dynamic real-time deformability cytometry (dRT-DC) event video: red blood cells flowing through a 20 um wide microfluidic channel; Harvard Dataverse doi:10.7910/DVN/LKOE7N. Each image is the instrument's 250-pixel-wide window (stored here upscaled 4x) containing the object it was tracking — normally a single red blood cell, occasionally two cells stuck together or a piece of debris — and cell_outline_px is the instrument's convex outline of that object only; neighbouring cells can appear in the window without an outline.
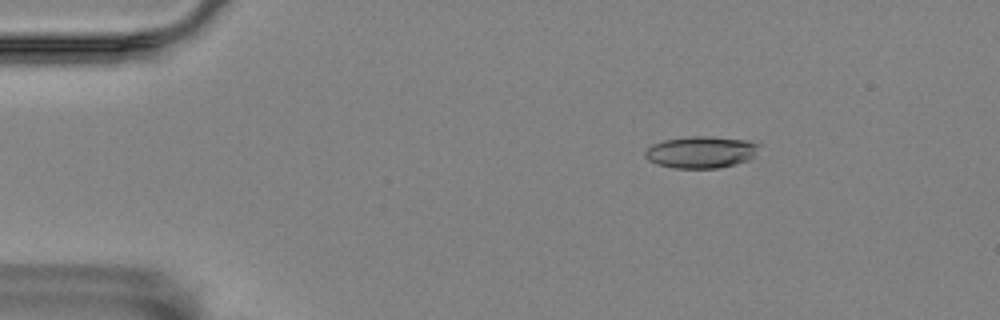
{"species": "Egyptian fruit bat (a non-hibernating species)", "species_latin": "Rousettus aegyptiacus", "temperature_condition": "room temperature", "stored_images_in_passage": 51, "camera_frame_rate_fps": 3000, "um_per_image_px": 0.085, "animal": {"sex": "female"}, "frame": {"image": 1, "passage_image": 3, "time_ms": 0.667, "image_size_px": [1000, 320], "cell_outline_px": [[756, 156], [748, 160], [736, 164], [720, 168], [672, 168], [656, 164], [648, 160], [644, 156], [644, 152], [652, 144], [664, 140], [692, 136], [712, 136], [748, 140], [756, 144]], "centroid_in_image_um": [59.56, 12.94], "position_along_channel_um": 25.4, "area_um2": 21.21}}
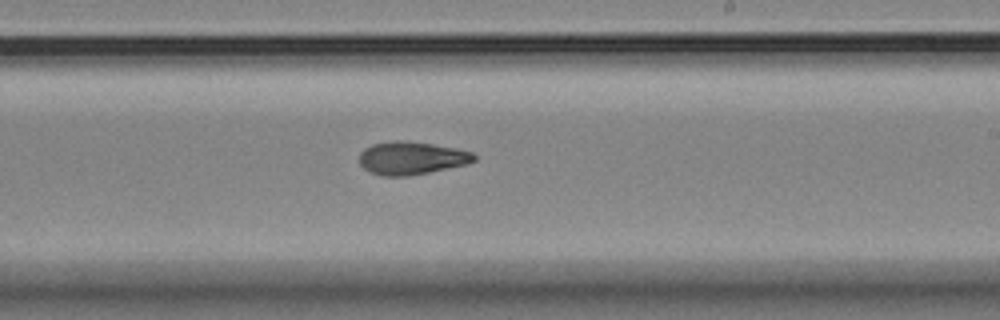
{"frame": {"image": 2, "passage_image": 28, "time_ms": 9.0, "image_size_px": [1000, 320], "cell_outline_px": [[476, 160], [468, 164], [408, 176], [380, 176], [364, 168], [360, 164], [360, 152], [364, 148], [372, 144], [432, 144], [456, 148], [472, 152], [476, 156]], "centroid_in_image_um": [35.02, 13.49], "position_along_channel_um": 254.0, "area_um2": 21.04}}
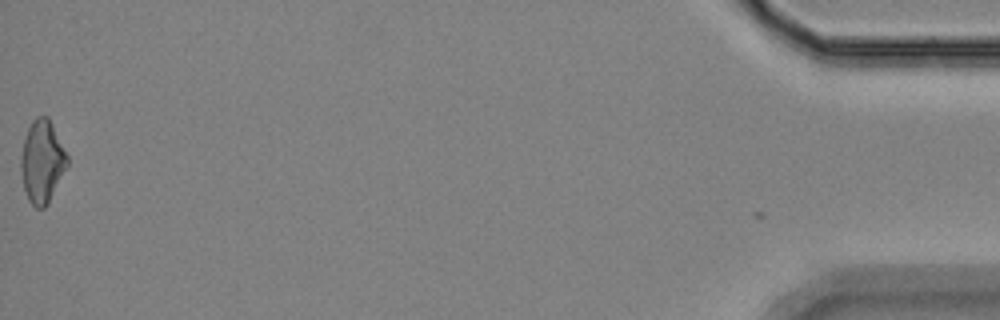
{"frame": {"image": 3, "passage_image": 51, "time_ms": 16.667, "image_size_px": [1000, 320], "cell_outline_px": [[68, 164], [48, 204], [44, 208], [36, 208], [28, 200], [24, 188], [20, 168], [20, 156], [24, 140], [28, 128], [32, 120], [36, 116], [48, 116], [68, 156]], "centroid_in_image_um": [3.57, 13.73], "position_along_channel_um": 431.6, "area_um2": 22.25}, "authors_computed_cell_mechanics": {"area_um2": 21.7328, "velocity_mm_per_s": 3.5422, "shape_relaxation_time_tau1_ms": 7.0215, "shape_relaxation_time_tau2_ms": 5.4912, "deformation_change_tau1": 0.1638, "deformation_change_tau2": 0.1318}}